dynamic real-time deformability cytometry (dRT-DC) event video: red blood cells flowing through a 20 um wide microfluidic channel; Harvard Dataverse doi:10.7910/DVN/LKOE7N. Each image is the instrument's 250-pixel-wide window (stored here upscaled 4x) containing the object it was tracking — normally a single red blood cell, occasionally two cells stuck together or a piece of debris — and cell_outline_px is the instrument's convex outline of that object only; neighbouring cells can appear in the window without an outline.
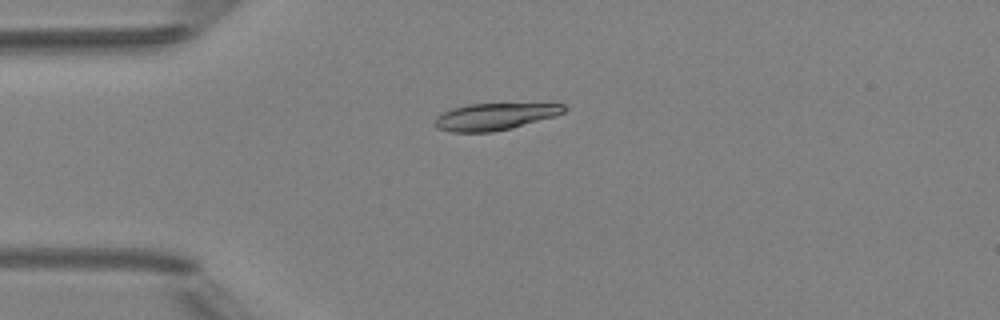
{"species": "Egyptian fruit bat (a non-hibernating species)", "species_latin": "Rousettus aegyptiacus", "temperature_condition": "room temperature", "stored_images_in_passage": 6, "camera_frame_rate_fps": 3000, "um_per_image_px": 0.085, "animal": {"sex": "female"}, "frame": {"image": 1, "passage_image": 3, "time_ms": 2.667, "image_size_px": [1000, 320], "cell_outline_px": [[568, 108], [564, 112], [556, 116], [512, 128], [492, 132], [452, 132], [436, 128], [432, 124], [436, 116], [452, 108], [468, 104], [564, 104]], "centroid_in_image_um": [42.02, 9.92], "position_along_channel_um": 43.0, "area_um2": 20.29}}
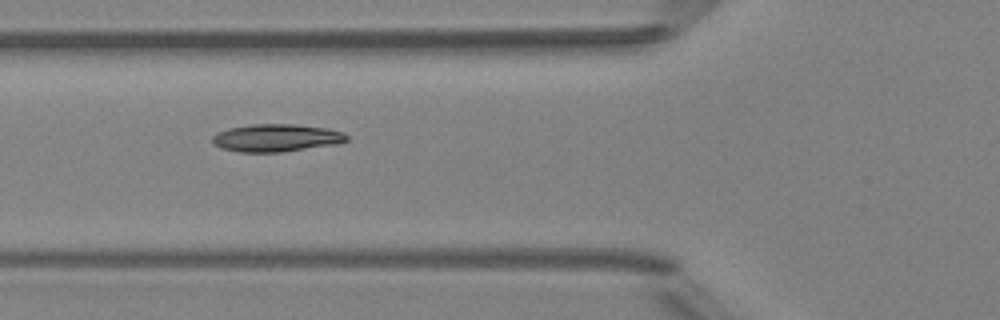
{"frame": {"image": 2, "passage_image": 5, "time_ms": 4.667, "image_size_px": [1000, 320], "cell_outline_px": [[348, 140], [336, 144], [280, 152], [236, 152], [220, 148], [212, 144], [212, 136], [216, 132], [228, 128], [252, 124], [292, 124], [328, 128], [344, 132], [348, 136]], "centroid_in_image_um": [23.44, 11.72], "position_along_channel_um": 102.4, "area_um2": 21.79}}
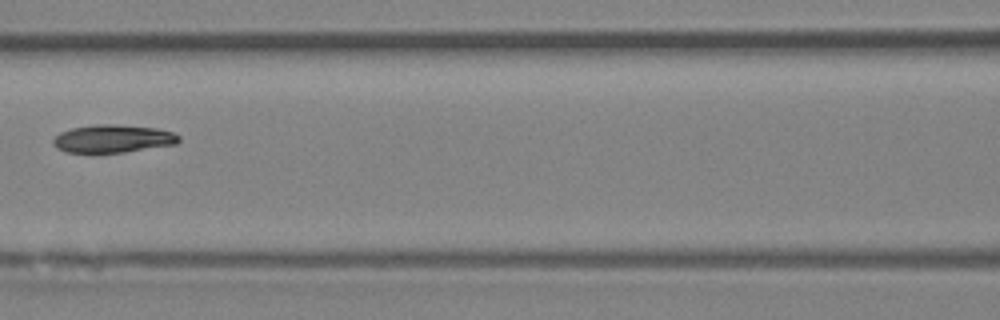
{"frame": {"image": 3, "passage_image": 6, "time_ms": 6.0, "image_size_px": [1000, 320], "cell_outline_px": [[180, 140], [176, 144], [124, 152], [68, 152], [56, 148], [52, 144], [52, 140], [60, 132], [72, 128], [100, 124], [112, 124], [156, 128], [172, 132], [180, 136]], "centroid_in_image_um": [9.59, 11.79], "position_along_channel_um": 157.0, "area_um2": 20.23}}